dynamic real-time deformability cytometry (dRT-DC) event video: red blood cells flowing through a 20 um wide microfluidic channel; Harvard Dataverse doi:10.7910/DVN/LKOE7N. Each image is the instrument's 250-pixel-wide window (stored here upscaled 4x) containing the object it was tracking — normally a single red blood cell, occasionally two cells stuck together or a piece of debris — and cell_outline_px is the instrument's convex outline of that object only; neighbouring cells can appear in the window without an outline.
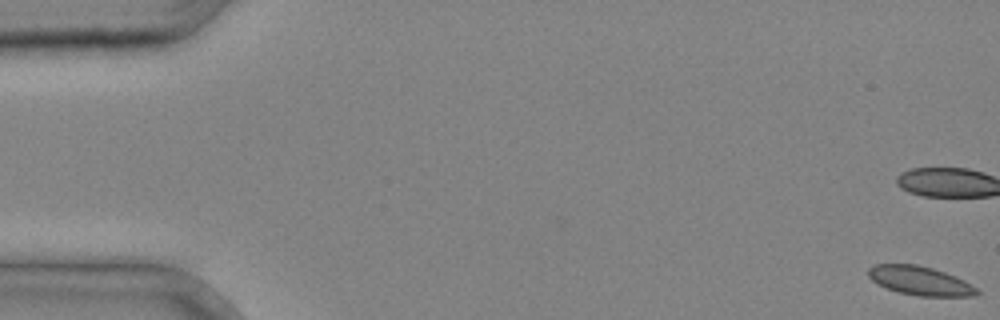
{"species": "common noctule bat (a hibernating species)", "species_latin": "Nyctalus noctula", "temperature_condition": "cold", "stored_images_in_passage": 12, "camera_frame_rate_fps": 3000, "um_per_image_px": 0.085, "animal": {"sex": "male", "body_mass_g": 20.4}, "frame": {"image": 1, "passage_image": 1, "time_ms": 0.0, "image_size_px": [1000, 320], "cell_outline_px": [[980, 292], [976, 296], [920, 296], [900, 292], [876, 284], [868, 276], [868, 268], [872, 264], [916, 264], [932, 268], [956, 276], [972, 284]], "centroid_in_image_um": [78.2, 23.85], "position_along_channel_um": 6.8, "area_um2": 18.32}}